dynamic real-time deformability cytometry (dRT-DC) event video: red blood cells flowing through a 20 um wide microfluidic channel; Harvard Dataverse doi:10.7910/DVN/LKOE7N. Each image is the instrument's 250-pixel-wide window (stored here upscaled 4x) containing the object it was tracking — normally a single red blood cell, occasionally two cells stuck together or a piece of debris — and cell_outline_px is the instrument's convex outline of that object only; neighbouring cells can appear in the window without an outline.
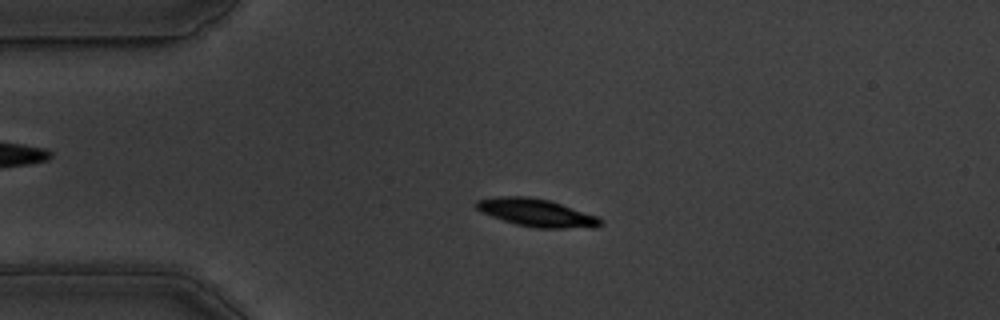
{"species": "common noctule bat (a hibernating species)", "species_latin": "Nyctalus noctula", "temperature_condition": "warm", "stored_images_in_passage": 53, "camera_frame_rate_fps": 3000, "um_per_image_px": 0.085, "animal": {"sex": "male", "body_mass_g": 19.5, "forearm_length_mm": 54.6}, "frame": {"image": 1, "passage_image": 10, "time_ms": 3.0, "image_size_px": [1000, 320], "cell_outline_px": [[604, 224], [596, 228], [536, 228], [516, 224], [492, 216], [476, 208], [476, 200], [496, 196], [528, 196], [548, 200], [596, 216], [604, 220]], "centroid_in_image_um": [45.64, 18.09], "position_along_channel_um": 39.4, "area_um2": 19.94}}
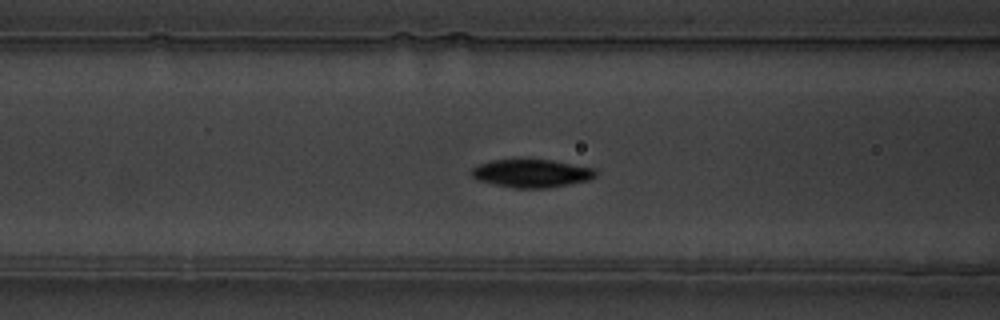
{"frame": {"image": 2, "passage_image": 19, "time_ms": 6.0, "image_size_px": [1000, 320], "cell_outline_px": [[596, 176], [588, 180], [568, 184], [544, 188], [516, 188], [476, 180], [472, 176], [472, 168], [480, 164], [492, 160], [552, 160], [592, 168], [596, 172]], "centroid_in_image_um": [45.16, 14.73], "position_along_channel_um": 121.4, "area_um2": 19.88}}
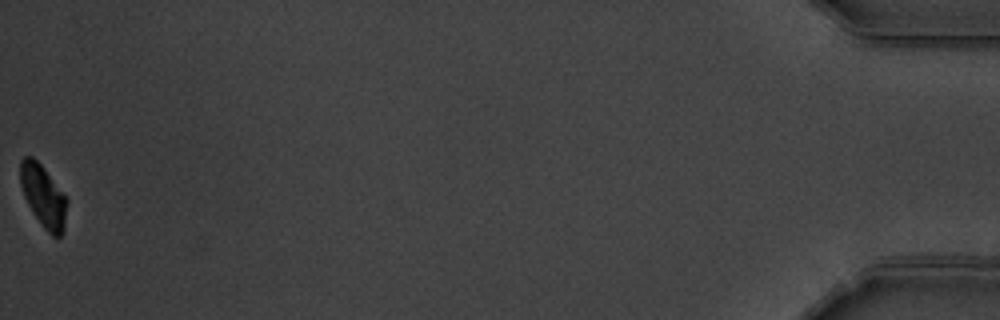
{"frame": {"image": 3, "passage_image": 53, "time_ms": 17.333, "image_size_px": [1000, 320], "cell_outline_px": [[68, 200], [64, 232], [60, 236], [52, 236], [44, 228], [32, 212], [24, 196], [20, 184], [20, 160], [24, 156], [32, 156], [44, 168]], "centroid_in_image_um": [3.68, 16.68], "position_along_channel_um": 431.5, "area_um2": 16.88}, "authors_computed_cell_mechanics": {"area_um2": 19.4786, "velocity_mm_per_s": 3.6239, "shape_relaxation_time_tau1_ms": 2.1376, "shape_relaxation_time_tau2_ms": null, "deformation_change_tau1": 0.1111, "deformation_change_tau2": null}}